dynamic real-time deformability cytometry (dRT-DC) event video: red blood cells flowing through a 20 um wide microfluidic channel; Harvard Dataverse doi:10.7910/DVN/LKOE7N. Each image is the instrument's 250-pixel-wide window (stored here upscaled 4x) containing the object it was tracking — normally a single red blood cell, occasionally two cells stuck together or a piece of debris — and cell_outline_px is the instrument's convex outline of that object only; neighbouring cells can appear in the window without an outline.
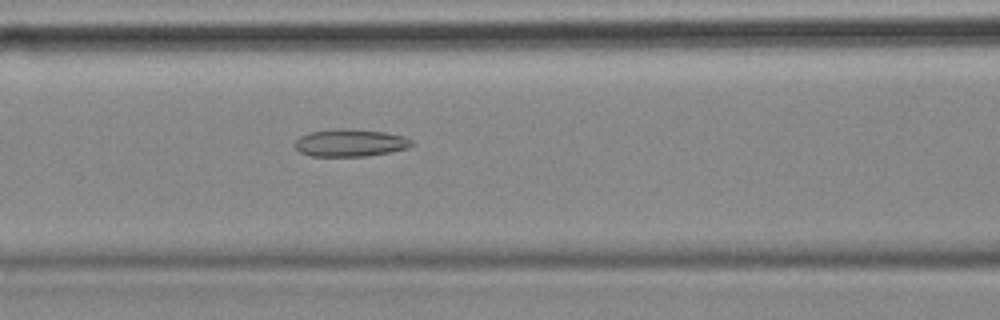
{"species": "common noctule bat (a hibernating species)", "species_latin": "Nyctalus noctula", "temperature_condition": "cold", "stored_images_in_passage": 40, "camera_frame_rate_fps": 3000, "um_per_image_px": 0.085, "animal": {"sex": "female", "body_mass_g": 18.4}, "frame": {"image": 1, "passage_image": 7, "time_ms": 2.0, "image_size_px": [1000, 320], "cell_outline_px": [[412, 144], [408, 148], [388, 152], [364, 156], [312, 156], [300, 152], [296, 148], [296, 140], [300, 136], [308, 132], [336, 128], [352, 128], [384, 132], [404, 136], [412, 140]], "centroid_in_image_um": [29.76, 12.12], "position_along_channel_um": 136.8, "area_um2": 18.67}, "authors_computed_cell_mechanics": {"area_um2": 18.4382, "velocity_mm_per_s": 3.5522, "shape_relaxation_time_tau1_ms": null, "shape_relaxation_time_tau2_ms": 6.9097, "deformation_change_tau1": null, "deformation_change_tau2": 0.1596}}